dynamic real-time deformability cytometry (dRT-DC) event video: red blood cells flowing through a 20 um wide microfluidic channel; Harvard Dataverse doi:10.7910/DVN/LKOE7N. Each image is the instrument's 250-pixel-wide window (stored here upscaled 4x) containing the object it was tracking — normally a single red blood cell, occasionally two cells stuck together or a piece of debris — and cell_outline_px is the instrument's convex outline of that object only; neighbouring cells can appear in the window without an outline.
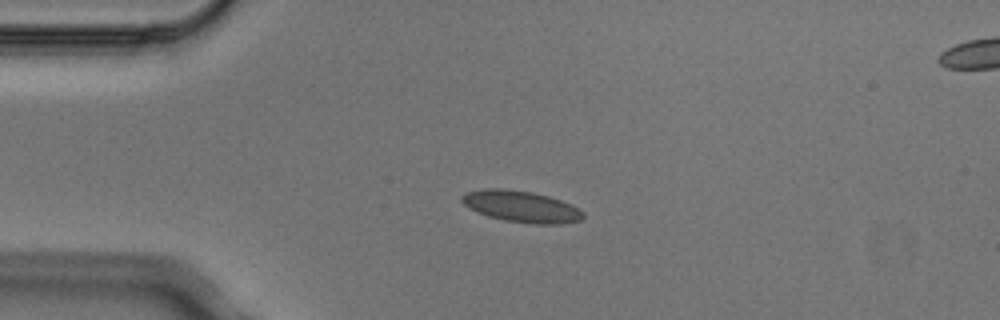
{"species": "Egyptian fruit bat (a non-hibernating species)", "species_latin": "Rousettus aegyptiacus", "temperature_condition": "cold", "stored_images_in_passage": 4, "camera_frame_rate_fps": 3000, "um_per_image_px": 0.085, "animal": {"sex": "male"}, "frame": {"image": 1, "passage_image": 3, "time_ms": 0.667, "image_size_px": [1000, 320], "cell_outline_px": [[584, 216], [580, 220], [560, 224], [536, 224], [504, 220], [488, 216], [464, 204], [460, 200], [460, 196], [464, 192], [484, 188], [500, 188], [532, 192], [548, 196], [572, 204], [584, 212]], "centroid_in_image_um": [44.31, 17.54], "position_along_channel_um": 40.7, "area_um2": 22.14}}